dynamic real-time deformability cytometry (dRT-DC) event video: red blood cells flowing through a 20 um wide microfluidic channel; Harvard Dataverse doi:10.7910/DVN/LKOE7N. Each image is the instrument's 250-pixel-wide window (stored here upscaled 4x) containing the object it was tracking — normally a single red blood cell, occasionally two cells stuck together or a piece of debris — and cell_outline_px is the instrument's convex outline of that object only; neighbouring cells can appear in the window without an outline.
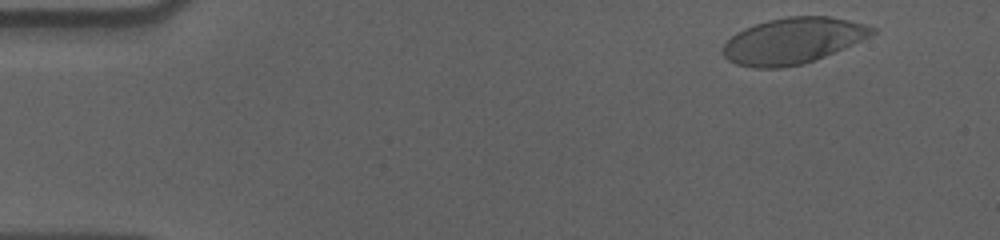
{"species": "human", "species_latin": "Homo sapiens", "temperature_condition": "cold", "stored_images_in_passage": 54, "camera_frame_rate_fps": 3000, "um_per_image_px": 0.085, "donor": {"sex": "male"}, "frame": {"image": 1, "passage_image": 2, "time_ms": 0.333, "image_size_px": [1000, 240], "cell_outline_px": [[876, 32], [860, 40], [824, 56], [804, 64], [780, 68], [752, 68], [736, 64], [728, 60], [724, 56], [724, 44], [736, 32], [744, 28], [768, 20], [788, 16], [828, 16], [848, 20], [864, 24], [876, 28]], "centroid_in_image_um": [67.36, 3.47], "position_along_channel_um": 17.6, "area_um2": 39.59}}
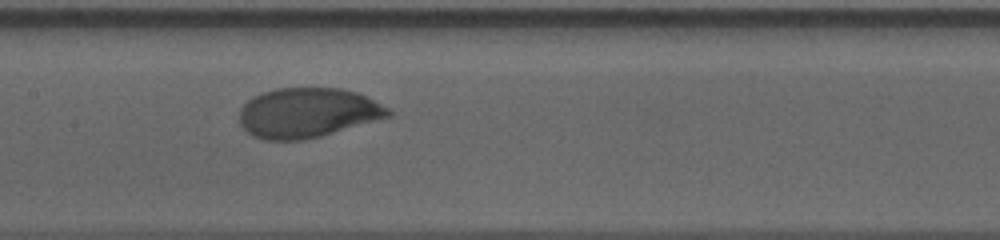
{"frame": {"image": 2, "passage_image": 25, "time_ms": 8.0, "image_size_px": [1000, 240], "cell_outline_px": [[392, 116], [320, 136], [304, 140], [264, 140], [252, 136], [240, 124], [240, 108], [248, 100], [264, 92], [276, 88], [340, 88], [356, 92], [392, 108]], "centroid_in_image_um": [26.17, 9.59], "position_along_channel_um": 181.2, "area_um2": 43.18}}
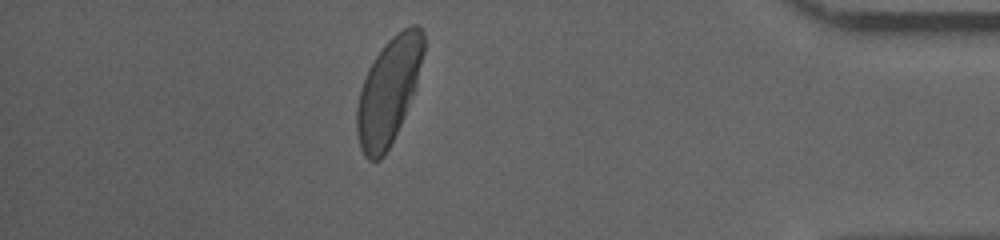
{"frame": {"image": 3, "passage_image": 47, "time_ms": 15.333, "image_size_px": [1000, 240], "cell_outline_px": [[424, 52], [416, 88], [404, 116], [384, 156], [380, 160], [368, 160], [364, 156], [360, 148], [356, 132], [356, 108], [360, 92], [368, 68], [384, 44], [396, 32], [412, 24], [416, 24], [424, 32]], "centroid_in_image_um": [33.03, 7.72], "position_along_channel_um": 402.2, "area_um2": 41.15}, "authors_computed_cell_mechanics": {"area_um2": 42.194, "velocity_mm_per_s": 3.5535, "shape_relaxation_time_tau1_ms": 3.2334, "shape_relaxation_time_tau2_ms": null, "deformation_change_tau1": 0.1449, "deformation_change_tau2": null}}